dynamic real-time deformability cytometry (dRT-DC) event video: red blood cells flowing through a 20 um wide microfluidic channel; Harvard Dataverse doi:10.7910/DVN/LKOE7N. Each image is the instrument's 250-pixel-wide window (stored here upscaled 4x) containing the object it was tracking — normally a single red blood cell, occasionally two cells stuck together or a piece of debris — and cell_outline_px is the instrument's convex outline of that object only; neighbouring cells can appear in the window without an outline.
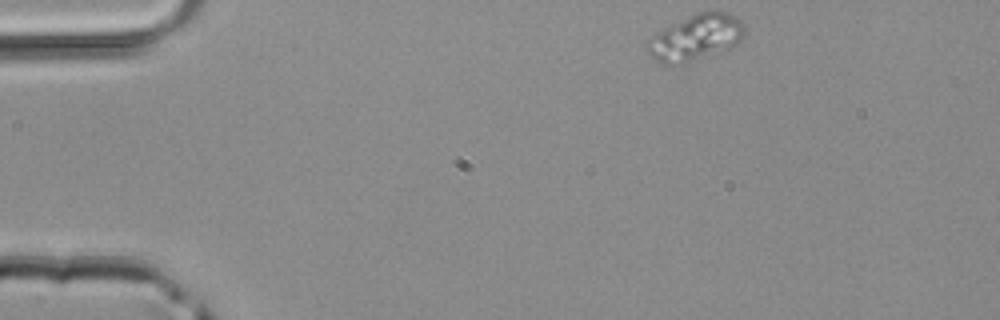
{"species": "common noctule bat (a hibernating species)", "species_latin": "Nyctalus noctula", "temperature_condition": "room temperature", "stored_images_in_passage": 42, "segment_of_instrument_passage": [1, 2], "camera_frame_rate_fps": 3000, "um_per_image_px": 0.085, "animal": {"sex": "male", "body_mass_g": 20.4}, "frame": {"image": 1, "passage_image": 1, "time_ms": 0.0, "image_size_px": [1000, 320], "cell_outline_px": [[748, 32], [736, 44], [728, 48], [680, 64], [664, 64], [656, 60], [648, 52], [648, 40], [652, 36], [668, 24], [700, 12], [728, 12], [736, 16], [744, 24]], "centroid_in_image_um": [59.16, 3.16], "position_along_channel_um": 25.8, "area_um2": 25.66}}
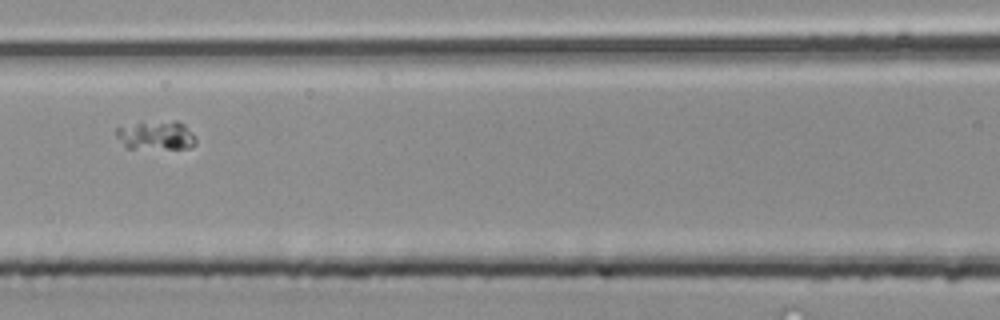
{"frame": {"image": 2, "passage_image": 15, "time_ms": 4.667, "image_size_px": [1000, 320], "cell_outline_px": [[196, 144], [188, 148], [128, 148], [116, 136], [116, 128], [136, 124], [172, 120], [176, 120], [184, 124], [192, 132], [196, 140]], "centroid_in_image_um": [13.32, 11.51], "position_along_channel_um": 153.3, "area_um2": 13.12}}
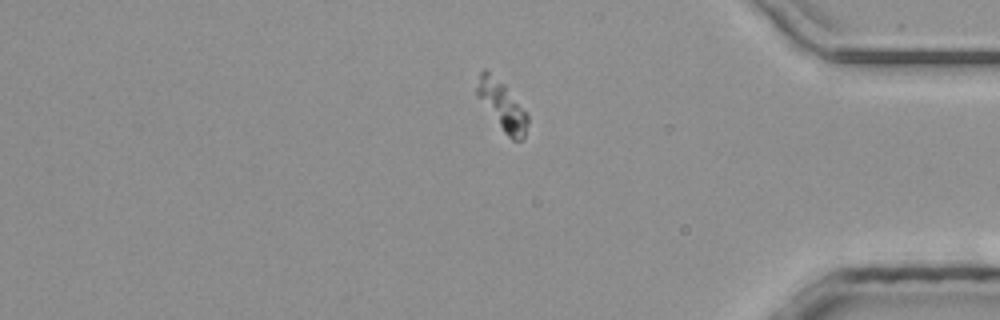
{"frame": {"image": 3, "passage_image": 33, "time_ms": 10.667, "image_size_px": [1000, 320], "cell_outline_px": [[528, 124], [524, 136], [520, 140], [512, 140], [504, 132], [476, 92], [476, 88], [480, 72], [484, 68], [488, 68], [504, 84], [528, 116]], "centroid_in_image_um": [42.68, 8.93], "position_along_channel_um": 392.5, "area_um2": 13.93}}